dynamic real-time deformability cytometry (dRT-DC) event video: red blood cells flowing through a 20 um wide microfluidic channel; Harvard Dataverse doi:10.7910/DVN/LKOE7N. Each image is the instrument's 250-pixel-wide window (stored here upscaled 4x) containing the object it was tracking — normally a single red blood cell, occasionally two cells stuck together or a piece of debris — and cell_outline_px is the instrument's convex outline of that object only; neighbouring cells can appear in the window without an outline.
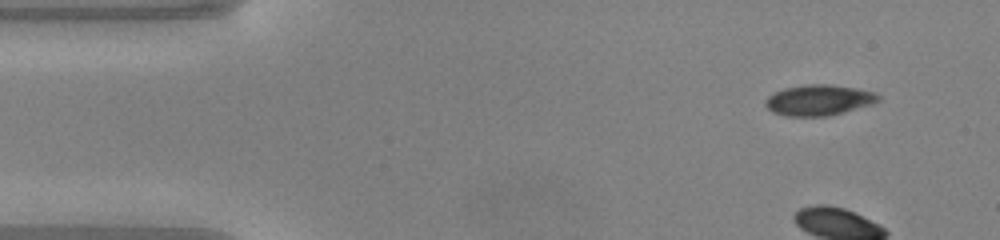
{"species": "common noctule bat (a hibernating species)", "species_latin": "Nyctalus noctula", "temperature_condition": "warm", "stored_images_in_passage": 47, "camera_frame_rate_fps": 3000, "um_per_image_px": 0.085, "animal": {"sex": "male", "body_mass_g": 20.0, "forearm_length_mm": 53.3}, "frame": {"image": 1, "passage_image": 1, "time_ms": 0.0, "image_size_px": [1000, 240], "cell_outline_px": [[880, 100], [872, 104], [844, 112], [828, 116], [784, 116], [772, 112], [764, 104], [764, 100], [768, 96], [784, 88], [812, 84], [828, 84], [856, 88], [876, 92], [880, 96]], "centroid_in_image_um": [69.6, 8.51], "position_along_channel_um": 15.4, "area_um2": 20.23}}
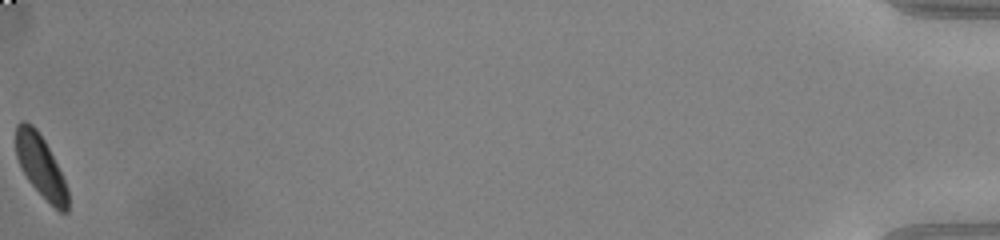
{"frame": {"image": 2, "passage_image": 47, "time_ms": 15.333, "image_size_px": [1000, 240], "cell_outline_px": [[68, 212], [60, 212], [28, 180], [20, 168], [16, 156], [16, 124], [20, 120], [24, 120], [32, 124], [36, 128], [44, 140], [68, 188]], "centroid_in_image_um": [3.43, 14.08], "position_along_channel_um": 431.8, "area_um2": 18.44}, "authors_computed_cell_mechanics": {"area_um2": 19.9988, "velocity_mm_per_s": 4.0715, "shape_relaxation_time_tau1_ms": 1.7986, "shape_relaxation_time_tau2_ms": null, "deformation_change_tau1": 0.1245, "deformation_change_tau2": null}}